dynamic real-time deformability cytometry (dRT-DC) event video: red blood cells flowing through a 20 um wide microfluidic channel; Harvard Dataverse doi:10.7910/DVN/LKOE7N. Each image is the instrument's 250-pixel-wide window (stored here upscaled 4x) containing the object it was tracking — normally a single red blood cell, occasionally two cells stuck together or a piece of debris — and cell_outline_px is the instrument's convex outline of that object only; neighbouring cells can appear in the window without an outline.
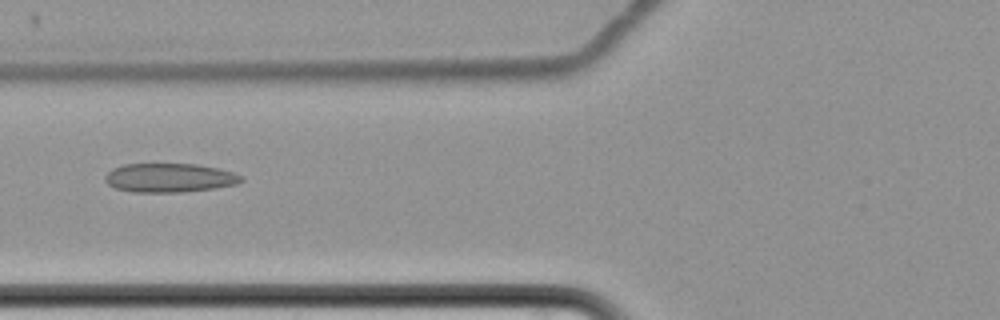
{"species": "common noctule bat (a hibernating species)", "species_latin": "Nyctalus noctula", "temperature_condition": "cold", "stored_images_in_passage": 3, "camera_frame_rate_fps": 3000, "um_per_image_px": 0.085, "animal": {"sex": "female", "body_mass_g": 22.7, "forearm_length_mm": 54.2}, "frame": {"image": 1, "passage_image": 3, "time_ms": 2.667, "image_size_px": [1000, 320], "cell_outline_px": [[244, 180], [236, 184], [212, 188], [184, 192], [132, 192], [116, 188], [108, 184], [104, 180], [104, 176], [112, 168], [124, 164], [196, 164], [216, 168], [232, 172], [244, 176]], "centroid_in_image_um": [14.38, 15.11], "position_along_channel_um": 111.4, "area_um2": 22.95}}